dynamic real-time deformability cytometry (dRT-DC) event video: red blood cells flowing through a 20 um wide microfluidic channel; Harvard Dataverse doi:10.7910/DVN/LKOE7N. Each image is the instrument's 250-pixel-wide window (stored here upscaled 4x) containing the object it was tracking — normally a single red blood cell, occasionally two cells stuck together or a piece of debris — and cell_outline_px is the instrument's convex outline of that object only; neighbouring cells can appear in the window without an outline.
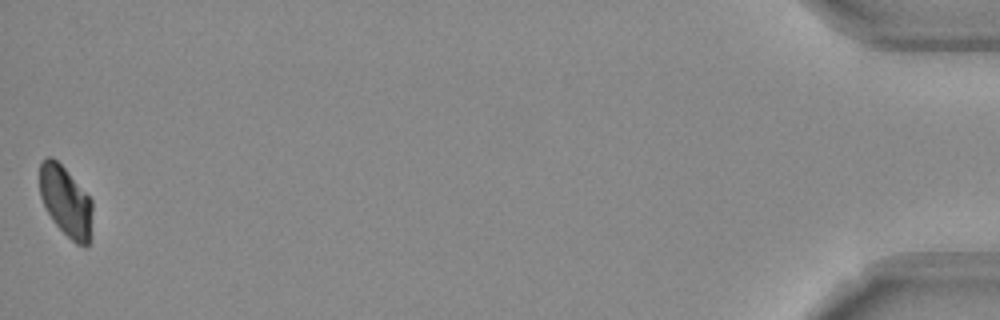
{"species": "Egyptian fruit bat (a non-hibernating species)", "species_latin": "Rousettus aegyptiacus", "temperature_condition": "room temperature", "stored_images_in_passage": 42, "camera_frame_rate_fps": 3000, "um_per_image_px": 0.085, "frame": {"image": 1, "passage_image": 42, "time_ms": 13.667, "image_size_px": [1000, 320], "cell_outline_px": [[92, 236], [88, 244], [76, 244], [52, 220], [40, 196], [40, 164], [48, 156], [56, 160], [64, 168], [92, 200]], "centroid_in_image_um": [5.61, 17.14], "position_along_channel_um": 429.6, "area_um2": 21.27}, "authors_computed_cell_mechanics": {"area_um2": 23.7847, "velocity_mm_per_s": 3.7763, "shape_relaxation_time_tau1_ms": 4.5122, "shape_relaxation_time_tau2_ms": null, "deformation_change_tau1": 0.1081, "deformation_change_tau2": null}}